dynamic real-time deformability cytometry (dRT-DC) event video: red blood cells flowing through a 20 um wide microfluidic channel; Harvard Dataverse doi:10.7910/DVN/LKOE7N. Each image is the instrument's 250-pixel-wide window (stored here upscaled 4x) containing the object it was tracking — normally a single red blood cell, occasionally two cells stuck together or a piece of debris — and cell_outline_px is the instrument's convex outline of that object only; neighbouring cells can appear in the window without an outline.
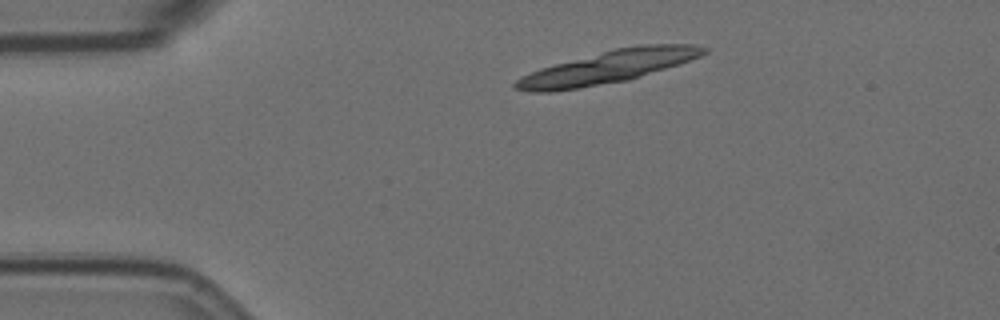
{"species": "Egyptian fruit bat (a non-hibernating species)", "species_latin": "Rousettus aegyptiacus", "temperature_condition": "room temperature", "stored_images_in_passage": 5, "segment_of_instrument_passage": [1, 3], "camera_frame_rate_fps": 3000, "um_per_image_px": 0.085, "animal": {"sex": "female"}, "frame": {"image": 1, "passage_image": 2, "time_ms": 1.0, "image_size_px": [1000, 320], "cell_outline_px": [[708, 52], [700, 56], [628, 80], [580, 88], [552, 92], [528, 92], [512, 88], [512, 84], [520, 76], [540, 68], [612, 48], [640, 44], [696, 44], [708, 48]], "centroid_in_image_um": [51.61, 5.69], "position_along_channel_um": 33.4, "area_um2": 35.89}}